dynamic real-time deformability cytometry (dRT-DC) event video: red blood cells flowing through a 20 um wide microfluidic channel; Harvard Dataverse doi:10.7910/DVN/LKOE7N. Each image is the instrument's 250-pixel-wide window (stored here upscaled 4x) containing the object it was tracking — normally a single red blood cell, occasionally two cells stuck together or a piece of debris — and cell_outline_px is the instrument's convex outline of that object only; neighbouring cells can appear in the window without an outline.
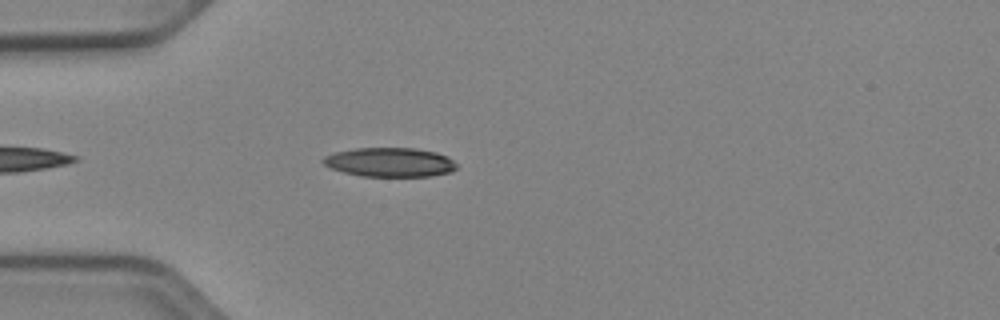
{"species": "Egyptian fruit bat (a non-hibernating species)", "species_latin": "Rousettus aegyptiacus", "temperature_condition": "cold", "stored_images_in_passage": 29, "camera_frame_rate_fps": 3000, "um_per_image_px": 0.085, "animal": {"sex": "female"}, "frame": {"image": 1, "passage_image": 5, "time_ms": 1.333, "image_size_px": [1000, 320], "cell_outline_px": [[456, 168], [452, 172], [432, 176], [360, 176], [344, 172], [332, 168], [324, 164], [320, 160], [324, 156], [336, 152], [356, 148], [416, 148], [436, 152], [448, 156], [456, 164]], "centroid_in_image_um": [33.15, 13.79], "position_along_channel_um": 51.8, "area_um2": 22.72}}
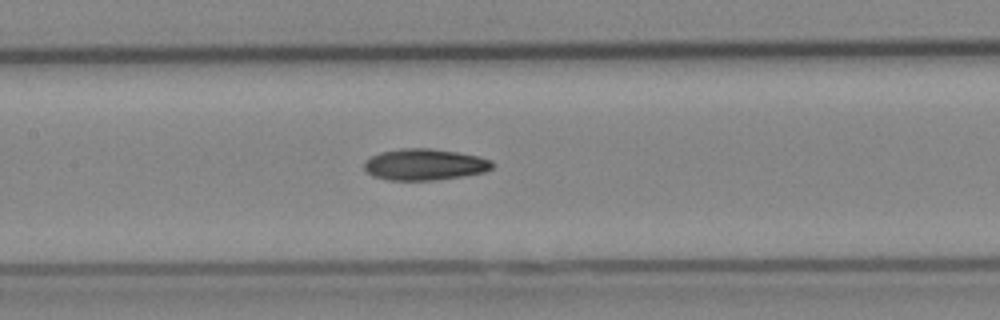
{"frame": {"image": 2, "passage_image": 15, "time_ms": 4.667, "image_size_px": [1000, 320], "cell_outline_px": [[492, 168], [484, 172], [460, 176], [432, 180], [388, 180], [372, 176], [364, 168], [364, 160], [380, 152], [400, 148], [432, 148], [480, 156], [492, 160]], "centroid_in_image_um": [36.06, 13.97], "position_along_channel_um": 171.3, "area_um2": 23.41}}
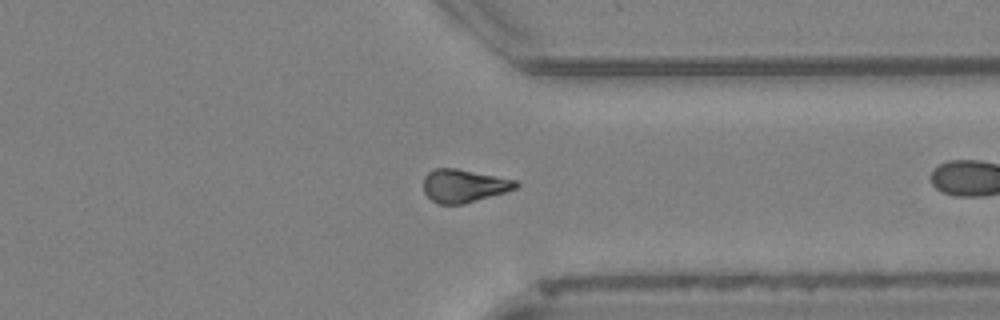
{"frame": {"image": 3, "passage_image": 27, "time_ms": 8.667, "image_size_px": [1000, 320], "cell_outline_px": [[520, 184], [516, 188], [504, 192], [464, 204], [440, 204], [432, 200], [424, 192], [424, 176], [432, 168], [456, 168], [516, 180]], "centroid_in_image_um": [39.41, 15.78], "position_along_channel_um": 372.0, "area_um2": 17.69}}